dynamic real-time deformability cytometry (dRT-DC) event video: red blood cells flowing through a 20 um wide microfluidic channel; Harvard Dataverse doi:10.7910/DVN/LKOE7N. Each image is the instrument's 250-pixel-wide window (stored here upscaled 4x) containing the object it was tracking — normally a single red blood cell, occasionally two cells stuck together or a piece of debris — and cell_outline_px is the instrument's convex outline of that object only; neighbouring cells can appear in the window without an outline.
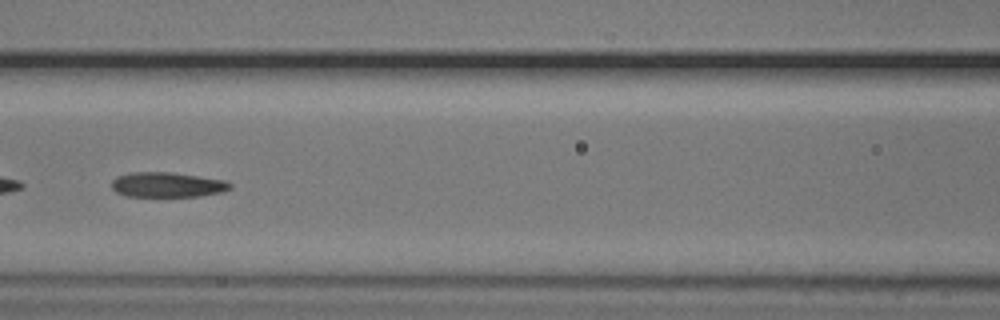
{"species": "common noctule bat (a hibernating species)", "species_latin": "Nyctalus noctula", "temperature_condition": "cold", "stored_images_in_passage": 53, "camera_frame_rate_fps": 3000, "um_per_image_px": 0.085, "animal": {"sex": "male", "body_mass_g": 20.5, "forearm_length_mm": 52.5}, "frame": {"image": 1, "passage_image": 23, "time_ms": 7.333, "image_size_px": [1000, 320], "cell_outline_px": [[232, 188], [224, 192], [200, 196], [128, 196], [116, 192], [112, 188], [112, 180], [116, 176], [132, 172], [172, 172], [224, 180], [232, 184]], "centroid_in_image_um": [14.23, 15.7], "position_along_channel_um": 152.4, "area_um2": 17.28}}
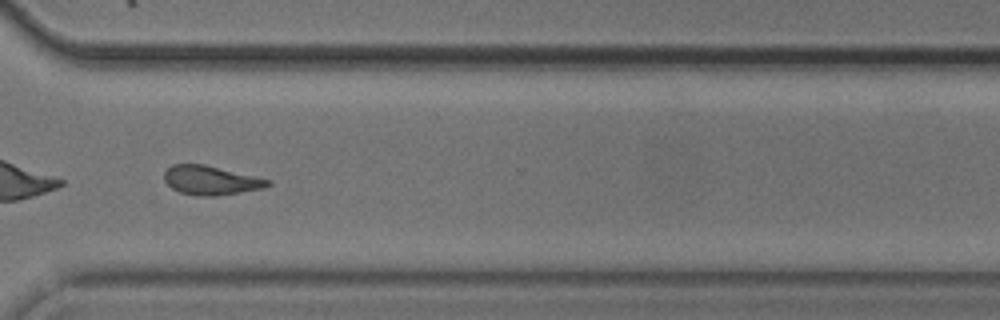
{"frame": {"image": 2, "passage_image": 39, "time_ms": 12.667, "image_size_px": [1000, 320], "cell_outline_px": [[272, 184], [264, 188], [216, 196], [196, 196], [180, 192], [172, 188], [164, 180], [164, 172], [172, 164], [204, 164], [272, 180]], "centroid_in_image_um": [17.93, 15.33], "position_along_channel_um": 352.7, "area_um2": 17.57}, "authors_computed_cell_mechanics": {"area_um2": 17.8602, "velocity_mm_per_s": 3.7624, "shape_relaxation_time_tau1_ms": null, "shape_relaxation_time_tau2_ms": 4.4817, "deformation_change_tau1": null, "deformation_change_tau2": 0.1277}}